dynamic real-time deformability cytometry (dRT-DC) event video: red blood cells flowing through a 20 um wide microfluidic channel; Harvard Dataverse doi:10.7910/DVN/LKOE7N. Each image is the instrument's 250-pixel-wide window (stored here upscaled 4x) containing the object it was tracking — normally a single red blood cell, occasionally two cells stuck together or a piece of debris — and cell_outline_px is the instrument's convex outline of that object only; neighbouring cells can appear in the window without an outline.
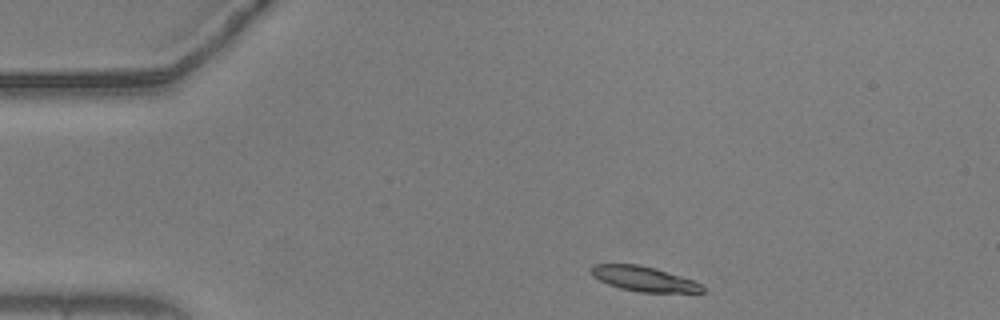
{"species": "common noctule bat (a hibernating species)", "species_latin": "Nyctalus noctula", "temperature_condition": "warm", "stored_images_in_passage": 46, "camera_frame_rate_fps": 3000, "um_per_image_px": 0.085, "animal": {"sex": "male", "body_mass_g": 20.5, "forearm_length_mm": 52.5}, "frame": {"image": 1, "passage_image": 1, "time_ms": 0.0, "image_size_px": [1000, 320], "cell_outline_px": [[704, 292], [640, 292], [620, 288], [608, 284], [592, 276], [588, 268], [592, 264], [640, 264], [656, 268], [692, 280], [700, 284], [704, 288]], "centroid_in_image_um": [54.66, 23.68], "position_along_channel_um": 30.3, "area_um2": 16.13}}
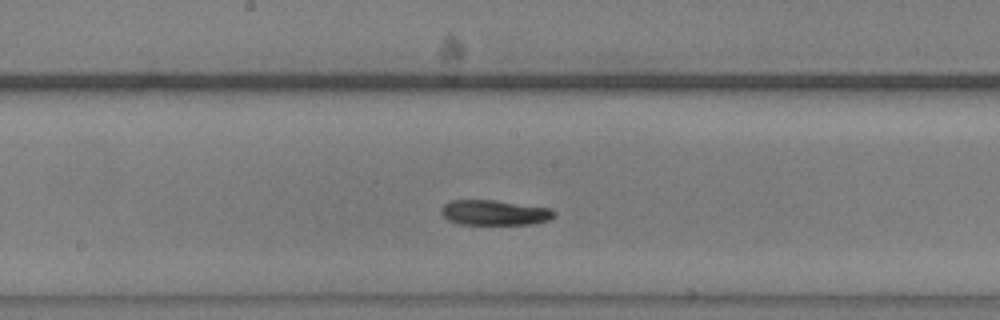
{"frame": {"image": 2, "passage_image": 20, "time_ms": 6.333, "image_size_px": [1000, 320], "cell_outline_px": [[556, 216], [548, 220], [532, 224], [460, 224], [448, 220], [440, 212], [440, 208], [444, 204], [452, 200], [492, 200], [552, 208], [556, 212]], "centroid_in_image_um": [42.05, 18.07], "position_along_channel_um": 206.2, "area_um2": 16.59}}
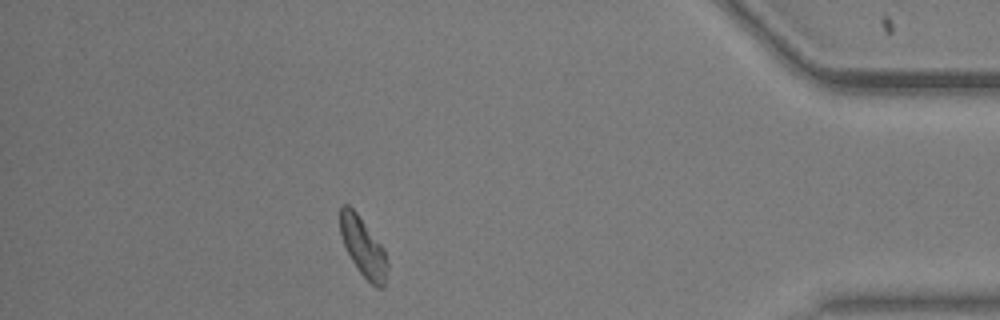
{"frame": {"image": 3, "passage_image": 40, "time_ms": 13.0, "image_size_px": [1000, 320], "cell_outline_px": [[388, 268], [384, 288], [376, 288], [360, 272], [352, 260], [344, 244], [340, 232], [340, 204], [348, 204], [356, 212], [384, 248], [388, 260]], "centroid_in_image_um": [30.89, 21.01], "position_along_channel_um": 404.3, "area_um2": 16.18}, "authors_computed_cell_mechanics": {"area_um2": 16.9354, "velocity_mm_per_s": 3.6408, "shape_relaxation_time_tau1_ms": 9.4138, "shape_relaxation_time_tau2_ms": null, "deformation_change_tau1": 0.243, "deformation_change_tau2": null}}